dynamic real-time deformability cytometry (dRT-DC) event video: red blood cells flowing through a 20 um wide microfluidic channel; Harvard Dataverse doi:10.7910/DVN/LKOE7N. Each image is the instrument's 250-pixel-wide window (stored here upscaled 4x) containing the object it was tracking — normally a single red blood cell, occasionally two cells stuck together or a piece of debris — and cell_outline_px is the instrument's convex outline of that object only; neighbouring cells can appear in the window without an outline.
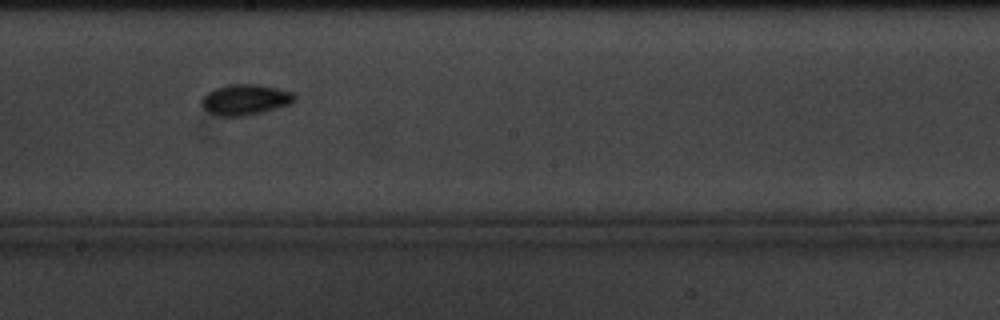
{"species": "common noctule bat (a hibernating species)", "species_latin": "Nyctalus noctula", "temperature_condition": "cold", "stored_images_in_passage": 10, "camera_frame_rate_fps": 3000, "um_per_image_px": 0.085, "animal": {"sex": "male", "body_mass_g": 20.1, "forearm_length_mm": 53.5}, "frame": {"image": 1, "passage_image": 9, "time_ms": 10.333, "image_size_px": [1000, 320], "cell_outline_px": [[296, 100], [292, 104], [260, 112], [240, 116], [220, 116], [208, 112], [200, 104], [200, 100], [208, 92], [216, 88], [228, 84], [256, 84], [276, 88], [292, 92], [296, 96]], "centroid_in_image_um": [20.84, 8.46], "position_along_channel_um": 227.4, "area_um2": 16.53}}